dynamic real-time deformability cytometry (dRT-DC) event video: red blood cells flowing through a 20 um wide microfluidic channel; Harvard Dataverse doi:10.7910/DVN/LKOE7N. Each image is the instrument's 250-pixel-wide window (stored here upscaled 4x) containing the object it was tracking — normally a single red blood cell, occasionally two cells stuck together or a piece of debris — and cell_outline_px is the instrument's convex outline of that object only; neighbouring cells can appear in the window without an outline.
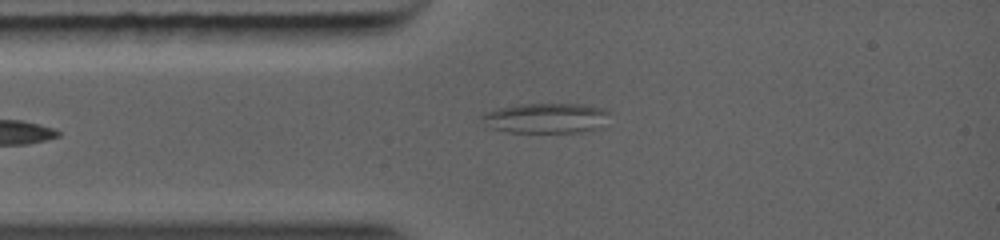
{"species": "common noctule bat (a hibernating species)", "species_latin": "Nyctalus noctula", "temperature_condition": "warm", "stored_images_in_passage": 40, "camera_frame_rate_fps": 5000, "um_per_image_px": 0.085, "animal": {"sex": "female", "body_mass_g": 19.0, "forearm_length_mm": 56.7}, "frame": {"image": 1, "passage_image": 8, "time_ms": 2.0, "image_size_px": [1000, 240], "cell_outline_px": [[612, 112], [604, 128], [580, 132], [508, 132], [492, 128], [480, 120], [480, 116], [484, 112], [496, 108], [520, 104], [588, 104], [604, 108]], "centroid_in_image_um": [46.49, 10.03], "position_along_channel_um": 38.5, "area_um2": 23.0}}
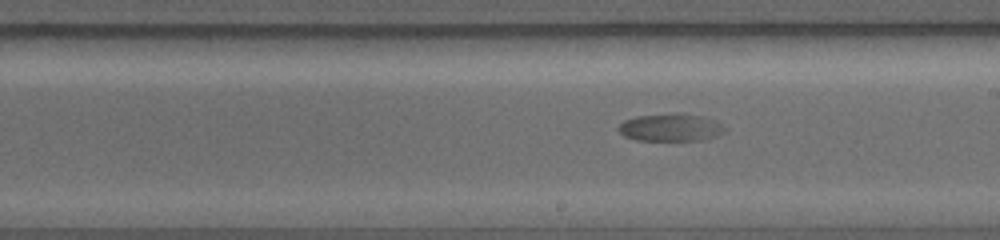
{"frame": {"image": 2, "passage_image": 22, "time_ms": 6.4, "image_size_px": [1000, 240], "cell_outline_px": [[724, 132], [716, 136], [700, 140], [636, 140], [624, 136], [616, 128], [624, 120], [636, 116], [676, 112], [704, 116], [716, 120], [724, 128]], "centroid_in_image_um": [56.98, 10.81], "position_along_channel_um": 232.0, "area_um2": 17.22}}
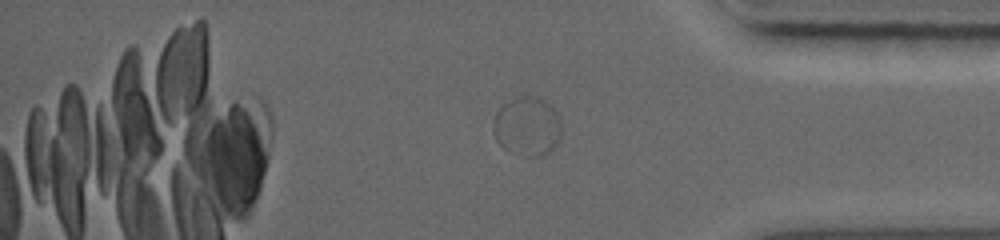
{"frame": {"image": 3, "passage_image": 35, "time_ms": 10.2, "image_size_px": [1000, 240], "cell_outline_px": [[560, 136], [556, 144], [544, 156], [524, 156], [504, 148], [496, 140], [492, 128], [492, 124], [496, 112], [508, 100], [520, 96], [540, 96], [560, 116]], "centroid_in_image_um": [44.8, 10.72], "position_along_channel_um": 390.4, "area_um2": 23.47}}